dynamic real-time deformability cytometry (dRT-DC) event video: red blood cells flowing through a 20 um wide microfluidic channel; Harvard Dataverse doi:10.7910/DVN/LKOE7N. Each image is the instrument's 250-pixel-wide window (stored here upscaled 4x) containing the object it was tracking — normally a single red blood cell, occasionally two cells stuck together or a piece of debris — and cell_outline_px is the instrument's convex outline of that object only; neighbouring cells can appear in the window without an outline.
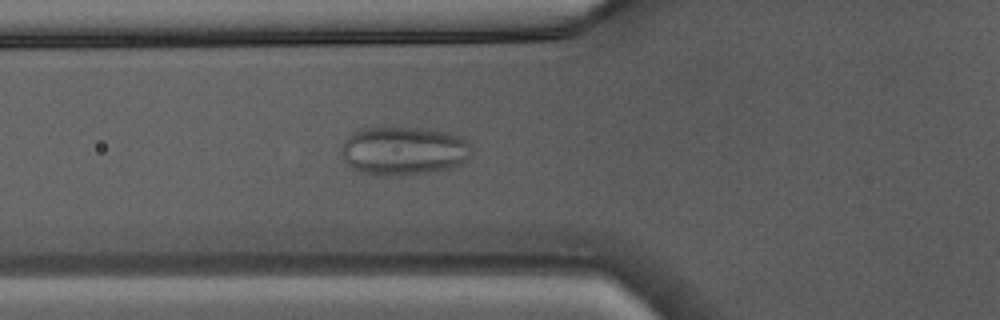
{"species": "Egyptian fruit bat (a non-hibernating species)", "species_latin": "Rousettus aegyptiacus", "temperature_condition": "warm", "stored_images_in_passage": 33, "camera_frame_rate_fps": 3000, "um_per_image_px": 0.085, "animal": {"sex": "male"}, "frame": {"image": 1, "passage_image": 5, "time_ms": 1.333, "image_size_px": [1000, 320], "cell_outline_px": [[468, 160], [452, 168], [404, 176], [372, 176], [360, 172], [352, 168], [344, 160], [340, 152], [340, 148], [344, 140], [348, 136], [360, 128], [384, 124], [420, 128], [448, 132], [460, 136], [468, 144]], "centroid_in_image_um": [34.21, 12.8], "position_along_channel_um": 91.6, "area_um2": 37.97}}
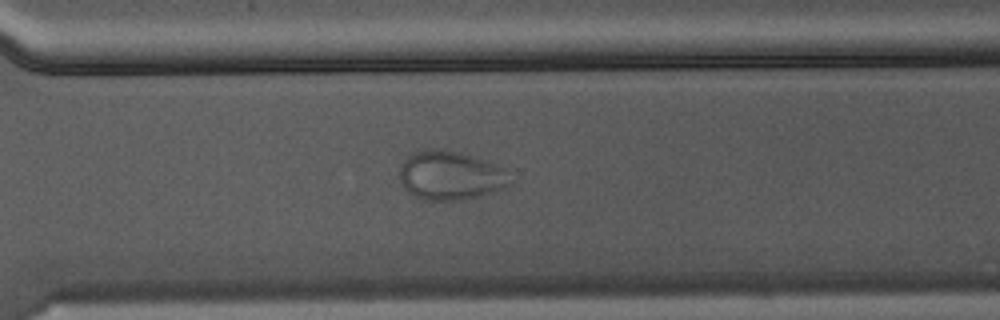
{"frame": {"image": 2, "passage_image": 21, "time_ms": 6.667, "image_size_px": [1000, 320], "cell_outline_px": [[512, 184], [504, 188], [492, 192], [460, 200], [424, 200], [408, 192], [404, 188], [400, 180], [400, 164], [412, 152], [432, 148], [456, 152], [472, 156], [484, 160], [504, 168]], "centroid_in_image_um": [38.26, 14.92], "position_along_channel_um": 332.3, "area_um2": 31.27}}
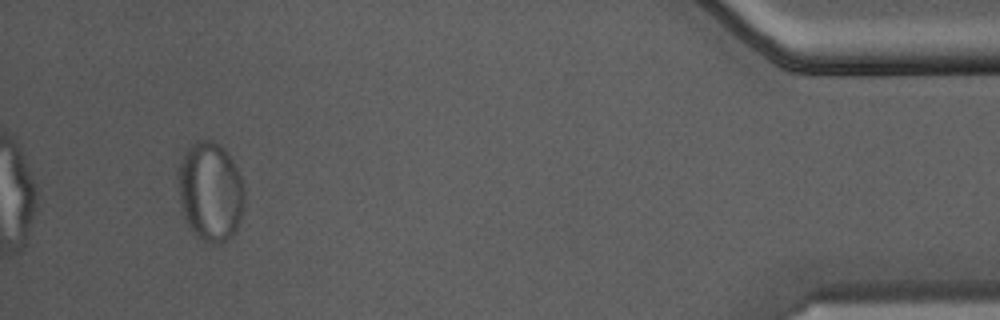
{"frame": {"image": 3, "passage_image": 31, "time_ms": 10.0, "image_size_px": [1000, 320], "cell_outline_px": [[244, 208], [236, 232], [228, 240], [220, 244], [208, 244], [200, 240], [188, 228], [184, 216], [180, 200], [176, 180], [176, 172], [188, 148], [196, 140], [208, 136], [232, 160], [240, 176], [244, 192]], "centroid_in_image_um": [17.86, 16.33], "position_along_channel_um": 417.3, "area_um2": 38.84}}